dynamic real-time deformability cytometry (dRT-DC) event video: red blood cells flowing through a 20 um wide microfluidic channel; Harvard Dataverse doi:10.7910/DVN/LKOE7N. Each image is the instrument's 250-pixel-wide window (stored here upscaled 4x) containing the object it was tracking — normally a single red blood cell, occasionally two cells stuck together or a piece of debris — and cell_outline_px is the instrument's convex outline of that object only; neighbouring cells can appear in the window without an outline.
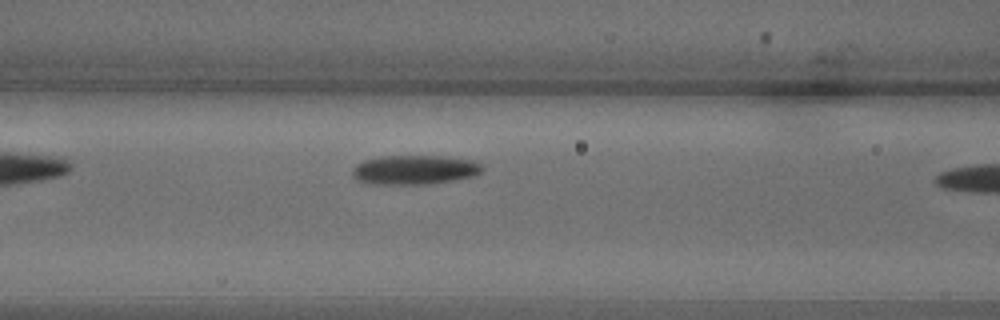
{"species": "common noctule bat (a hibernating species)", "species_latin": "Nyctalus noctula", "temperature_condition": "warm", "stored_images_in_passage": 5, "camera_frame_rate_fps": 3000, "um_per_image_px": 0.085, "animal": {"sex": "male", "body_mass_g": 18.8}, "frame": {"image": 1, "passage_image": 4, "time_ms": 1.0, "image_size_px": [1000, 320], "cell_outline_px": [[484, 168], [480, 172], [472, 176], [456, 180], [428, 184], [368, 184], [356, 180], [352, 176], [352, 168], [356, 164], [364, 160], [384, 156], [440, 156], [472, 160], [484, 164]], "centroid_in_image_um": [35.22, 14.44], "position_along_channel_um": 131.4, "area_um2": 22.37}}